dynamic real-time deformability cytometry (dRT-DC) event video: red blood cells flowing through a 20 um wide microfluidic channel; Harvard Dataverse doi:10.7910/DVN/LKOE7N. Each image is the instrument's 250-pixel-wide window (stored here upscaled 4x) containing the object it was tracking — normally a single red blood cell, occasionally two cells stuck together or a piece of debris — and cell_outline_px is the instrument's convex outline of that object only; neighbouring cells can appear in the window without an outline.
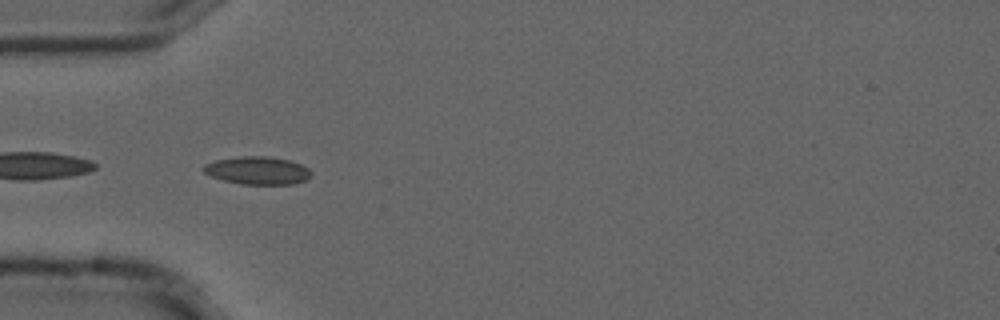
{"species": "common noctule bat (a hibernating species)", "species_latin": "Nyctalus noctula", "temperature_condition": "cold", "stored_images_in_passage": 49, "camera_frame_rate_fps": 3000, "um_per_image_px": 0.085, "animal": {"sex": "male", "forearm_length_mm": 52.5}, "frame": {"image": 1, "passage_image": 11, "time_ms": 3.333, "image_size_px": [1000, 320], "cell_outline_px": [[312, 176], [308, 180], [292, 184], [240, 184], [224, 180], [212, 176], [204, 172], [200, 168], [204, 164], [216, 160], [240, 156], [264, 156], [288, 160], [300, 164], [308, 168], [312, 172]], "centroid_in_image_um": [21.9, 14.5], "position_along_channel_um": 63.1, "area_um2": 17.51}}
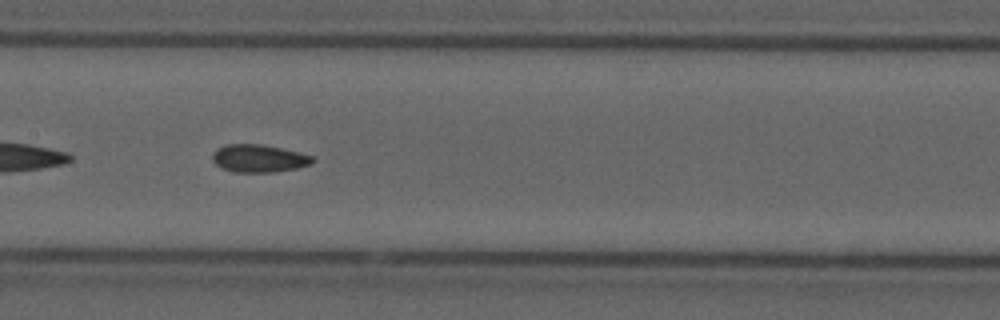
{"frame": {"image": 2, "passage_image": 21, "time_ms": 6.667, "image_size_px": [1000, 320], "cell_outline_px": [[316, 160], [312, 164], [296, 168], [272, 172], [232, 172], [216, 164], [212, 160], [212, 152], [216, 148], [228, 144], [260, 144], [300, 152], [312, 156]], "centroid_in_image_um": [22.0, 13.46], "position_along_channel_um": 185.4, "area_um2": 16.18}}
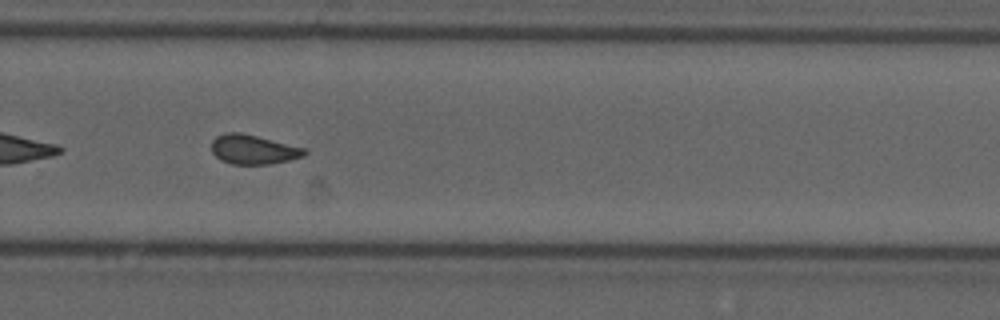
{"frame": {"image": 3, "passage_image": 31, "time_ms": 10.0, "image_size_px": [1000, 320], "cell_outline_px": [[308, 152], [304, 156], [288, 160], [268, 164], [232, 164], [220, 160], [212, 152], [212, 140], [216, 136], [224, 132], [240, 132], [304, 148]], "centroid_in_image_um": [21.49, 12.7], "position_along_channel_um": 308.3, "area_um2": 15.78}, "authors_computed_cell_mechanics": {"area_um2": 16.2418, "velocity_mm_per_s": 3.6993, "shape_relaxation_time_tau1_ms": null, "shape_relaxation_time_tau2_ms": 2.7268, "deformation_change_tau1": null, "deformation_change_tau2": 0.0928}}